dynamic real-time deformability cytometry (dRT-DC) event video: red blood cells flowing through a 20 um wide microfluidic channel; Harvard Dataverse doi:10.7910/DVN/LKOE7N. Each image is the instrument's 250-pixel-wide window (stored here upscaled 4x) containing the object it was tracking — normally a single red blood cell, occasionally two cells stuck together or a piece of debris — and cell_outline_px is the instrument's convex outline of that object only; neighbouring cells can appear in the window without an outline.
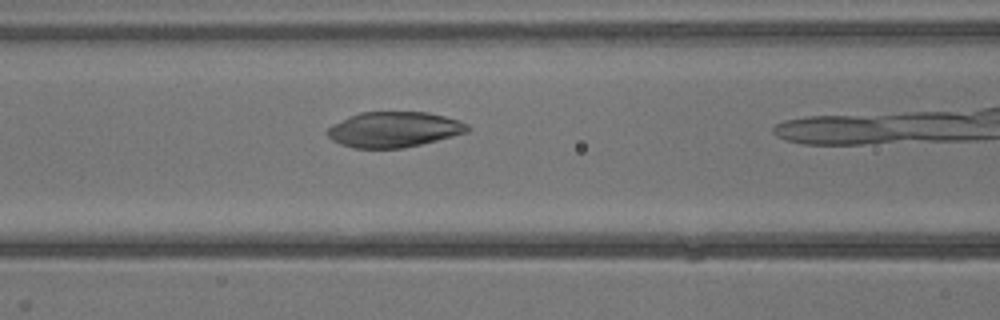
{"species": "common noctule bat (a hibernating species)", "species_latin": "Nyctalus noctula", "temperature_condition": "warm", "stored_images_in_passage": 24, "camera_frame_rate_fps": 3000, "um_per_image_px": 0.085, "animal": {"sex": "male", "body_mass_g": 13.3}, "frame": {"image": 1, "passage_image": 8, "time_ms": 2.333, "image_size_px": [1000, 320], "cell_outline_px": [[468, 132], [404, 148], [352, 148], [340, 144], [332, 140], [324, 132], [332, 124], [348, 116], [360, 112], [428, 112], [460, 120], [468, 124]], "centroid_in_image_um": [33.44, 11.0], "position_along_channel_um": 133.2, "area_um2": 29.02}}
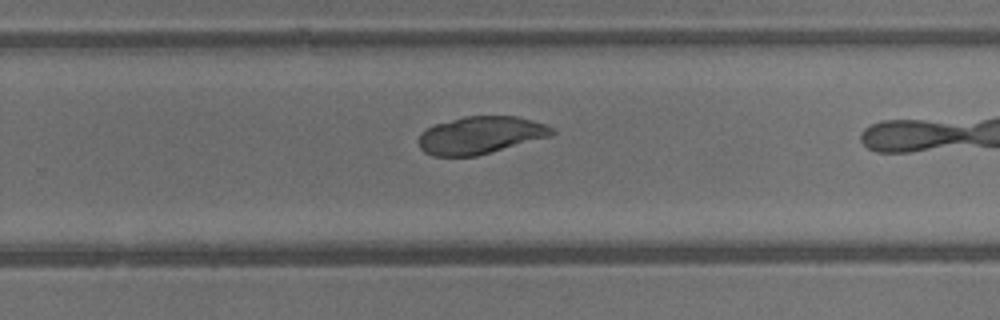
{"frame": {"image": 2, "passage_image": 17, "time_ms": 5.333, "image_size_px": [1000, 320], "cell_outline_px": [[556, 132], [552, 136], [476, 156], [432, 156], [424, 152], [420, 148], [416, 140], [420, 132], [436, 124], [464, 116], [516, 116], [532, 120], [544, 124], [552, 128]], "centroid_in_image_um": [40.81, 11.49], "position_along_channel_um": 289.0, "area_um2": 29.19}}